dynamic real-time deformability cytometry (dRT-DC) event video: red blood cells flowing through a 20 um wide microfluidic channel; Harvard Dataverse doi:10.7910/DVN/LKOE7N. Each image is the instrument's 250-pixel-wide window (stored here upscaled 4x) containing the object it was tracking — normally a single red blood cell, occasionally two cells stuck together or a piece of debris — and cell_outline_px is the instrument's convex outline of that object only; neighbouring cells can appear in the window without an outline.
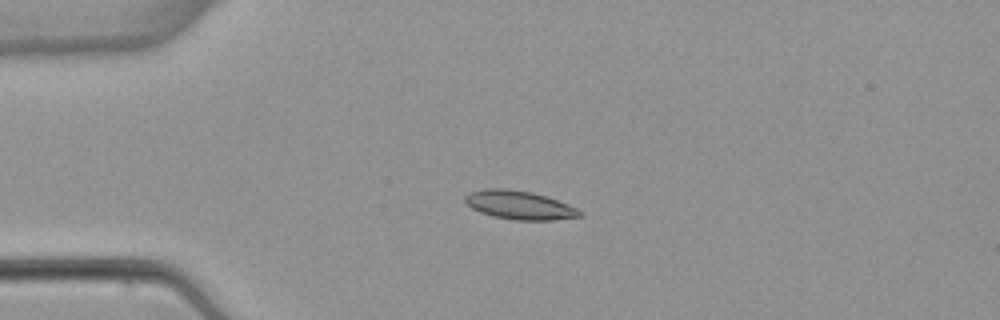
{"species": "common noctule bat (a hibernating species)", "species_latin": "Nyctalus noctula", "temperature_condition": "warm", "stored_images_in_passage": 6, "camera_frame_rate_fps": 3000, "um_per_image_px": 0.085, "animal": {"sex": "female", "body_mass_g": 22.7, "forearm_length_mm": 54.2}, "frame": {"image": 1, "passage_image": 3, "time_ms": 2.333, "image_size_px": [1000, 320], "cell_outline_px": [[580, 216], [552, 220], [516, 220], [492, 216], [480, 212], [472, 208], [464, 200], [464, 196], [472, 192], [484, 188], [504, 188], [532, 192], [568, 204], [576, 208], [580, 212]], "centroid_in_image_um": [44.1, 17.43], "position_along_channel_um": 40.9, "area_um2": 18.84}}
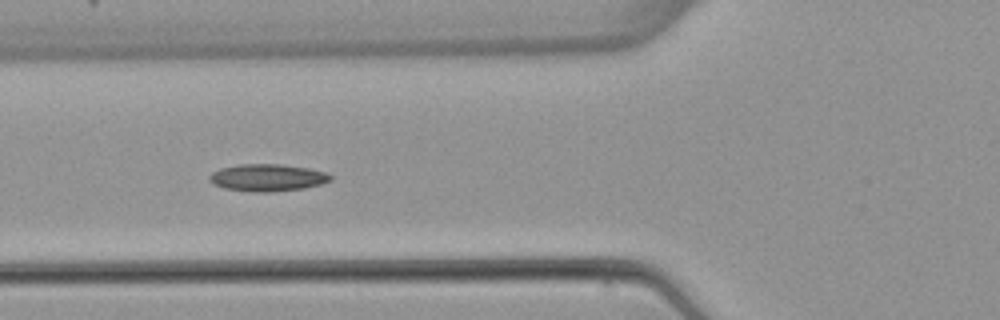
{"frame": {"image": 2, "passage_image": 5, "time_ms": 4.667, "image_size_px": [1000, 320], "cell_outline_px": [[332, 180], [320, 184], [304, 188], [272, 192], [252, 192], [224, 188], [212, 184], [208, 180], [208, 176], [212, 172], [220, 168], [240, 164], [280, 164], [308, 168], [324, 172], [332, 176]], "centroid_in_image_um": [22.69, 15.1], "position_along_channel_um": 103.1, "area_um2": 19.25}}
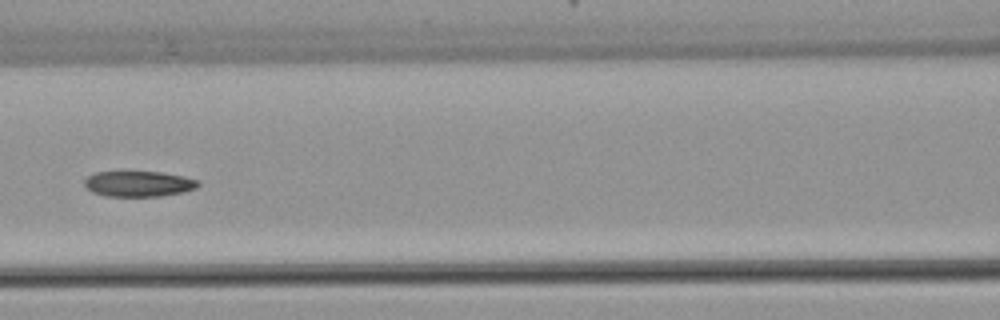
{"frame": {"image": 3, "passage_image": 6, "time_ms": 6.0, "image_size_px": [1000, 320], "cell_outline_px": [[200, 184], [196, 188], [184, 192], [160, 196], [104, 196], [92, 192], [84, 184], [84, 180], [88, 176], [96, 172], [160, 172], [184, 176], [200, 180]], "centroid_in_image_um": [11.81, 15.62], "position_along_channel_um": 154.8, "area_um2": 16.99}}